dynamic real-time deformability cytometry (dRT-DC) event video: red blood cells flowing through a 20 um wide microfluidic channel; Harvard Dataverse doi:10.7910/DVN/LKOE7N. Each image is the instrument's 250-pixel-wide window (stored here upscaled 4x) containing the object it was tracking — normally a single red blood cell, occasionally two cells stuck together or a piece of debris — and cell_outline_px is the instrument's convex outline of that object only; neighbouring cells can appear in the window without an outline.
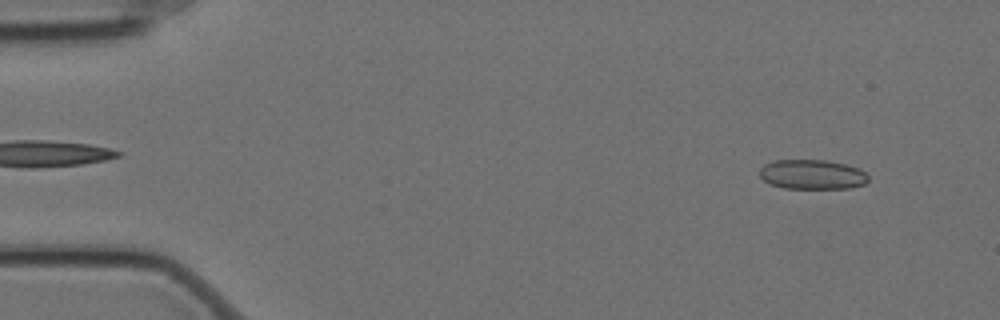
{"species": "Egyptian fruit bat (a non-hibernating species)", "species_latin": "Rousettus aegyptiacus", "temperature_condition": "cold", "stored_images_in_passage": 4, "camera_frame_rate_fps": 3000, "um_per_image_px": 0.085, "animal": {"sex": "female"}, "frame": {"image": 1, "passage_image": 1, "time_ms": 0.0, "image_size_px": [1000, 320], "cell_outline_px": [[868, 180], [864, 184], [852, 188], [784, 188], [772, 184], [764, 180], [760, 176], [760, 168], [764, 164], [776, 160], [824, 160], [844, 164], [856, 168], [864, 172], [868, 176]], "centroid_in_image_um": [69.03, 14.83], "position_along_channel_um": 16.0, "area_um2": 18.55}}
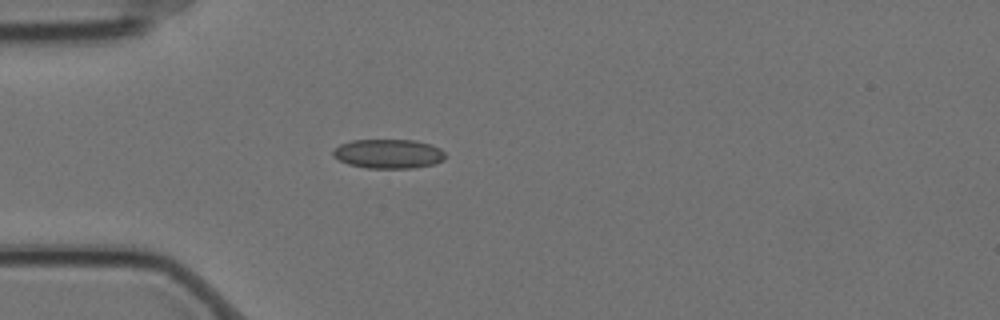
{"frame": {"image": 2, "passage_image": 4, "time_ms": 1.0, "image_size_px": [1000, 320], "cell_outline_px": [[444, 160], [432, 164], [412, 168], [368, 168], [348, 164], [332, 156], [332, 152], [340, 144], [352, 140], [412, 140], [432, 144], [440, 148], [444, 152]], "centroid_in_image_um": [33.01, 13.07], "position_along_channel_um": 52.0, "area_um2": 19.07}}